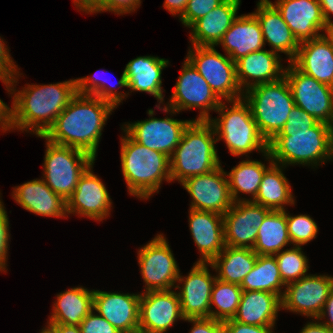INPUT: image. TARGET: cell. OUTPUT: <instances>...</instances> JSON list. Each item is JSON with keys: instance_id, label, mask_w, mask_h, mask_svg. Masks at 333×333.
I'll return each instance as SVG.
<instances>
[{"instance_id": "obj_1", "label": "cell", "mask_w": 333, "mask_h": 333, "mask_svg": "<svg viewBox=\"0 0 333 333\" xmlns=\"http://www.w3.org/2000/svg\"><path fill=\"white\" fill-rule=\"evenodd\" d=\"M115 107L98 97L78 94L43 136L51 143L74 147L96 157L105 121Z\"/></svg>"}, {"instance_id": "obj_2", "label": "cell", "mask_w": 333, "mask_h": 333, "mask_svg": "<svg viewBox=\"0 0 333 333\" xmlns=\"http://www.w3.org/2000/svg\"><path fill=\"white\" fill-rule=\"evenodd\" d=\"M0 79L6 85V90L13 91L11 94L15 95L12 102L14 129H32L37 136H43L48 131L77 95L76 79L48 85H27V88L17 93L12 87L17 82L16 76Z\"/></svg>"}, {"instance_id": "obj_3", "label": "cell", "mask_w": 333, "mask_h": 333, "mask_svg": "<svg viewBox=\"0 0 333 333\" xmlns=\"http://www.w3.org/2000/svg\"><path fill=\"white\" fill-rule=\"evenodd\" d=\"M213 126L208 121L192 120L184 129L180 142L170 159L171 180L206 174L220 166L215 149L217 139Z\"/></svg>"}, {"instance_id": "obj_4", "label": "cell", "mask_w": 333, "mask_h": 333, "mask_svg": "<svg viewBox=\"0 0 333 333\" xmlns=\"http://www.w3.org/2000/svg\"><path fill=\"white\" fill-rule=\"evenodd\" d=\"M121 139V166L129 193L148 199L165 179L171 181L170 159L162 152L134 141L127 133Z\"/></svg>"}, {"instance_id": "obj_5", "label": "cell", "mask_w": 333, "mask_h": 333, "mask_svg": "<svg viewBox=\"0 0 333 333\" xmlns=\"http://www.w3.org/2000/svg\"><path fill=\"white\" fill-rule=\"evenodd\" d=\"M268 151L275 164L324 163L333 157V126L318 122L307 131L279 132L268 142Z\"/></svg>"}, {"instance_id": "obj_6", "label": "cell", "mask_w": 333, "mask_h": 333, "mask_svg": "<svg viewBox=\"0 0 333 333\" xmlns=\"http://www.w3.org/2000/svg\"><path fill=\"white\" fill-rule=\"evenodd\" d=\"M229 103H232L230 109L221 102L216 110L220 112V118L207 120L218 135L217 141L225 140L229 152L235 156L248 154L253 150L267 152L268 142L259 132L249 104L244 98L232 100Z\"/></svg>"}, {"instance_id": "obj_7", "label": "cell", "mask_w": 333, "mask_h": 333, "mask_svg": "<svg viewBox=\"0 0 333 333\" xmlns=\"http://www.w3.org/2000/svg\"><path fill=\"white\" fill-rule=\"evenodd\" d=\"M243 95L249 104L259 132L269 142L283 128L295 106L285 77L270 83L256 85Z\"/></svg>"}, {"instance_id": "obj_8", "label": "cell", "mask_w": 333, "mask_h": 333, "mask_svg": "<svg viewBox=\"0 0 333 333\" xmlns=\"http://www.w3.org/2000/svg\"><path fill=\"white\" fill-rule=\"evenodd\" d=\"M46 141L43 180L54 193L67 201L81 175L93 165L95 158L81 149Z\"/></svg>"}, {"instance_id": "obj_9", "label": "cell", "mask_w": 333, "mask_h": 333, "mask_svg": "<svg viewBox=\"0 0 333 333\" xmlns=\"http://www.w3.org/2000/svg\"><path fill=\"white\" fill-rule=\"evenodd\" d=\"M193 47L195 50L190 49L186 59L205 78L214 93L226 101L243 98L244 90L236 78V63L229 56L219 53L214 46Z\"/></svg>"}, {"instance_id": "obj_10", "label": "cell", "mask_w": 333, "mask_h": 333, "mask_svg": "<svg viewBox=\"0 0 333 333\" xmlns=\"http://www.w3.org/2000/svg\"><path fill=\"white\" fill-rule=\"evenodd\" d=\"M285 69L295 106L333 126V87L300 71L292 62Z\"/></svg>"}, {"instance_id": "obj_11", "label": "cell", "mask_w": 333, "mask_h": 333, "mask_svg": "<svg viewBox=\"0 0 333 333\" xmlns=\"http://www.w3.org/2000/svg\"><path fill=\"white\" fill-rule=\"evenodd\" d=\"M221 102L205 78L186 59L170 98V104L163 109L165 112L177 113L183 109L197 107L202 110L195 120L207 121L211 118L208 111L217 110Z\"/></svg>"}, {"instance_id": "obj_12", "label": "cell", "mask_w": 333, "mask_h": 333, "mask_svg": "<svg viewBox=\"0 0 333 333\" xmlns=\"http://www.w3.org/2000/svg\"><path fill=\"white\" fill-rule=\"evenodd\" d=\"M142 278L147 291L171 290L179 276V268L163 235L140 248L138 252Z\"/></svg>"}, {"instance_id": "obj_13", "label": "cell", "mask_w": 333, "mask_h": 333, "mask_svg": "<svg viewBox=\"0 0 333 333\" xmlns=\"http://www.w3.org/2000/svg\"><path fill=\"white\" fill-rule=\"evenodd\" d=\"M333 289V277L306 275L286 285L281 308L318 319Z\"/></svg>"}, {"instance_id": "obj_14", "label": "cell", "mask_w": 333, "mask_h": 333, "mask_svg": "<svg viewBox=\"0 0 333 333\" xmlns=\"http://www.w3.org/2000/svg\"><path fill=\"white\" fill-rule=\"evenodd\" d=\"M223 168L187 178L181 184L192 197L191 208L224 215L233 205L229 182Z\"/></svg>"}, {"instance_id": "obj_15", "label": "cell", "mask_w": 333, "mask_h": 333, "mask_svg": "<svg viewBox=\"0 0 333 333\" xmlns=\"http://www.w3.org/2000/svg\"><path fill=\"white\" fill-rule=\"evenodd\" d=\"M269 208L251 200L234 202L223 215L224 240L226 246L252 249Z\"/></svg>"}, {"instance_id": "obj_16", "label": "cell", "mask_w": 333, "mask_h": 333, "mask_svg": "<svg viewBox=\"0 0 333 333\" xmlns=\"http://www.w3.org/2000/svg\"><path fill=\"white\" fill-rule=\"evenodd\" d=\"M177 318L185 319L178 293L159 290L141 294L139 333H165Z\"/></svg>"}, {"instance_id": "obj_17", "label": "cell", "mask_w": 333, "mask_h": 333, "mask_svg": "<svg viewBox=\"0 0 333 333\" xmlns=\"http://www.w3.org/2000/svg\"><path fill=\"white\" fill-rule=\"evenodd\" d=\"M192 120L149 118L128 124L124 131L139 144L167 155L169 158L178 146L184 129Z\"/></svg>"}, {"instance_id": "obj_18", "label": "cell", "mask_w": 333, "mask_h": 333, "mask_svg": "<svg viewBox=\"0 0 333 333\" xmlns=\"http://www.w3.org/2000/svg\"><path fill=\"white\" fill-rule=\"evenodd\" d=\"M209 262H197L187 277L178 276V282H184L178 293L181 312L184 318H210V299L216 276H211ZM185 279V280H184Z\"/></svg>"}, {"instance_id": "obj_19", "label": "cell", "mask_w": 333, "mask_h": 333, "mask_svg": "<svg viewBox=\"0 0 333 333\" xmlns=\"http://www.w3.org/2000/svg\"><path fill=\"white\" fill-rule=\"evenodd\" d=\"M90 165L81 175L74 192L66 201L67 214L101 221L109 215L111 198L102 181L92 173Z\"/></svg>"}, {"instance_id": "obj_20", "label": "cell", "mask_w": 333, "mask_h": 333, "mask_svg": "<svg viewBox=\"0 0 333 333\" xmlns=\"http://www.w3.org/2000/svg\"><path fill=\"white\" fill-rule=\"evenodd\" d=\"M140 296L94 290L93 310L121 333H139Z\"/></svg>"}, {"instance_id": "obj_21", "label": "cell", "mask_w": 333, "mask_h": 333, "mask_svg": "<svg viewBox=\"0 0 333 333\" xmlns=\"http://www.w3.org/2000/svg\"><path fill=\"white\" fill-rule=\"evenodd\" d=\"M273 5L299 42L321 36V30L328 31L318 0H277Z\"/></svg>"}, {"instance_id": "obj_22", "label": "cell", "mask_w": 333, "mask_h": 333, "mask_svg": "<svg viewBox=\"0 0 333 333\" xmlns=\"http://www.w3.org/2000/svg\"><path fill=\"white\" fill-rule=\"evenodd\" d=\"M292 63L303 73L333 87V39L328 33L300 42Z\"/></svg>"}, {"instance_id": "obj_23", "label": "cell", "mask_w": 333, "mask_h": 333, "mask_svg": "<svg viewBox=\"0 0 333 333\" xmlns=\"http://www.w3.org/2000/svg\"><path fill=\"white\" fill-rule=\"evenodd\" d=\"M257 5L256 12L252 14L259 21L264 43L268 42L273 52L288 55L289 62H292L298 53L300 42L272 2L260 0Z\"/></svg>"}, {"instance_id": "obj_24", "label": "cell", "mask_w": 333, "mask_h": 333, "mask_svg": "<svg viewBox=\"0 0 333 333\" xmlns=\"http://www.w3.org/2000/svg\"><path fill=\"white\" fill-rule=\"evenodd\" d=\"M189 227L202 257L199 262H211L224 249L223 215L190 209Z\"/></svg>"}, {"instance_id": "obj_25", "label": "cell", "mask_w": 333, "mask_h": 333, "mask_svg": "<svg viewBox=\"0 0 333 333\" xmlns=\"http://www.w3.org/2000/svg\"><path fill=\"white\" fill-rule=\"evenodd\" d=\"M278 58V53L272 50H260L237 60L236 78L240 88L245 86L247 91L256 85L275 82L284 77L285 69ZM249 79L254 82L250 83Z\"/></svg>"}, {"instance_id": "obj_26", "label": "cell", "mask_w": 333, "mask_h": 333, "mask_svg": "<svg viewBox=\"0 0 333 333\" xmlns=\"http://www.w3.org/2000/svg\"><path fill=\"white\" fill-rule=\"evenodd\" d=\"M218 44H222L234 62L249 53L263 50L265 43L258 19L252 13L238 16Z\"/></svg>"}, {"instance_id": "obj_27", "label": "cell", "mask_w": 333, "mask_h": 333, "mask_svg": "<svg viewBox=\"0 0 333 333\" xmlns=\"http://www.w3.org/2000/svg\"><path fill=\"white\" fill-rule=\"evenodd\" d=\"M241 0H225L190 28L193 46H216L237 18Z\"/></svg>"}, {"instance_id": "obj_28", "label": "cell", "mask_w": 333, "mask_h": 333, "mask_svg": "<svg viewBox=\"0 0 333 333\" xmlns=\"http://www.w3.org/2000/svg\"><path fill=\"white\" fill-rule=\"evenodd\" d=\"M13 199L29 212L41 216L65 217L66 201L54 193L42 179H36L17 186Z\"/></svg>"}, {"instance_id": "obj_29", "label": "cell", "mask_w": 333, "mask_h": 333, "mask_svg": "<svg viewBox=\"0 0 333 333\" xmlns=\"http://www.w3.org/2000/svg\"><path fill=\"white\" fill-rule=\"evenodd\" d=\"M281 298L267 291H243L233 320L247 325L274 326Z\"/></svg>"}, {"instance_id": "obj_30", "label": "cell", "mask_w": 333, "mask_h": 333, "mask_svg": "<svg viewBox=\"0 0 333 333\" xmlns=\"http://www.w3.org/2000/svg\"><path fill=\"white\" fill-rule=\"evenodd\" d=\"M169 61L153 56H140L128 62L124 72L127 87L133 91L152 94L159 103L164 101L161 73Z\"/></svg>"}, {"instance_id": "obj_31", "label": "cell", "mask_w": 333, "mask_h": 333, "mask_svg": "<svg viewBox=\"0 0 333 333\" xmlns=\"http://www.w3.org/2000/svg\"><path fill=\"white\" fill-rule=\"evenodd\" d=\"M94 290L83 287L71 288L57 295V302L48 324L79 326L93 310Z\"/></svg>"}, {"instance_id": "obj_32", "label": "cell", "mask_w": 333, "mask_h": 333, "mask_svg": "<svg viewBox=\"0 0 333 333\" xmlns=\"http://www.w3.org/2000/svg\"><path fill=\"white\" fill-rule=\"evenodd\" d=\"M264 156L271 160L270 167L262 177L255 199L251 201L270 210L283 211V205L295 204L290 185L282 173L281 166L273 163L270 152H265Z\"/></svg>"}, {"instance_id": "obj_33", "label": "cell", "mask_w": 333, "mask_h": 333, "mask_svg": "<svg viewBox=\"0 0 333 333\" xmlns=\"http://www.w3.org/2000/svg\"><path fill=\"white\" fill-rule=\"evenodd\" d=\"M257 254L250 248L225 246L209 264L218 271L216 278L226 283L239 285L253 269Z\"/></svg>"}, {"instance_id": "obj_34", "label": "cell", "mask_w": 333, "mask_h": 333, "mask_svg": "<svg viewBox=\"0 0 333 333\" xmlns=\"http://www.w3.org/2000/svg\"><path fill=\"white\" fill-rule=\"evenodd\" d=\"M289 242L286 211L270 210L259 227L252 250L257 255H275Z\"/></svg>"}, {"instance_id": "obj_35", "label": "cell", "mask_w": 333, "mask_h": 333, "mask_svg": "<svg viewBox=\"0 0 333 333\" xmlns=\"http://www.w3.org/2000/svg\"><path fill=\"white\" fill-rule=\"evenodd\" d=\"M285 285L274 255H258L253 269L244 277L240 287L243 291H267L280 298Z\"/></svg>"}, {"instance_id": "obj_36", "label": "cell", "mask_w": 333, "mask_h": 333, "mask_svg": "<svg viewBox=\"0 0 333 333\" xmlns=\"http://www.w3.org/2000/svg\"><path fill=\"white\" fill-rule=\"evenodd\" d=\"M269 168L260 161L244 160L228 174L229 191L233 202L244 201L238 198V193L251 194L255 199L265 171Z\"/></svg>"}, {"instance_id": "obj_37", "label": "cell", "mask_w": 333, "mask_h": 333, "mask_svg": "<svg viewBox=\"0 0 333 333\" xmlns=\"http://www.w3.org/2000/svg\"><path fill=\"white\" fill-rule=\"evenodd\" d=\"M242 292L239 285L226 283L216 278L211 291L210 307L214 305L217 310H210V318L222 322L233 319L240 304Z\"/></svg>"}, {"instance_id": "obj_38", "label": "cell", "mask_w": 333, "mask_h": 333, "mask_svg": "<svg viewBox=\"0 0 333 333\" xmlns=\"http://www.w3.org/2000/svg\"><path fill=\"white\" fill-rule=\"evenodd\" d=\"M285 286L306 276L308 259L300 246L286 249L274 255Z\"/></svg>"}, {"instance_id": "obj_39", "label": "cell", "mask_w": 333, "mask_h": 333, "mask_svg": "<svg viewBox=\"0 0 333 333\" xmlns=\"http://www.w3.org/2000/svg\"><path fill=\"white\" fill-rule=\"evenodd\" d=\"M99 77H82L76 79L77 82V93L81 95H89L98 97L101 100L107 101L114 105L115 107L120 104V102L123 100V98L127 95L121 93L119 94L118 91H113L114 87L110 86L107 88L105 85L106 79H103L102 81L98 80ZM119 88L120 87H127V80L125 76V72L123 71L122 76L120 80L116 84Z\"/></svg>"}, {"instance_id": "obj_40", "label": "cell", "mask_w": 333, "mask_h": 333, "mask_svg": "<svg viewBox=\"0 0 333 333\" xmlns=\"http://www.w3.org/2000/svg\"><path fill=\"white\" fill-rule=\"evenodd\" d=\"M288 235L294 246L304 245L316 238L318 227L308 215L290 216L286 213Z\"/></svg>"}, {"instance_id": "obj_41", "label": "cell", "mask_w": 333, "mask_h": 333, "mask_svg": "<svg viewBox=\"0 0 333 333\" xmlns=\"http://www.w3.org/2000/svg\"><path fill=\"white\" fill-rule=\"evenodd\" d=\"M225 0H188L180 21L186 27H191L198 19L207 15Z\"/></svg>"}, {"instance_id": "obj_42", "label": "cell", "mask_w": 333, "mask_h": 333, "mask_svg": "<svg viewBox=\"0 0 333 333\" xmlns=\"http://www.w3.org/2000/svg\"><path fill=\"white\" fill-rule=\"evenodd\" d=\"M319 121L305 112L298 106H294L290 113L287 122L280 132H299L307 131L315 126Z\"/></svg>"}, {"instance_id": "obj_43", "label": "cell", "mask_w": 333, "mask_h": 333, "mask_svg": "<svg viewBox=\"0 0 333 333\" xmlns=\"http://www.w3.org/2000/svg\"><path fill=\"white\" fill-rule=\"evenodd\" d=\"M81 333H121L99 314H93V310L79 325Z\"/></svg>"}, {"instance_id": "obj_44", "label": "cell", "mask_w": 333, "mask_h": 333, "mask_svg": "<svg viewBox=\"0 0 333 333\" xmlns=\"http://www.w3.org/2000/svg\"><path fill=\"white\" fill-rule=\"evenodd\" d=\"M141 0H98L97 12L112 11L115 14H125L135 11Z\"/></svg>"}, {"instance_id": "obj_45", "label": "cell", "mask_w": 333, "mask_h": 333, "mask_svg": "<svg viewBox=\"0 0 333 333\" xmlns=\"http://www.w3.org/2000/svg\"><path fill=\"white\" fill-rule=\"evenodd\" d=\"M9 221L7 213L0 200V271L6 270V255L9 241Z\"/></svg>"}, {"instance_id": "obj_46", "label": "cell", "mask_w": 333, "mask_h": 333, "mask_svg": "<svg viewBox=\"0 0 333 333\" xmlns=\"http://www.w3.org/2000/svg\"><path fill=\"white\" fill-rule=\"evenodd\" d=\"M184 320L194 324L190 333H224L223 322L213 318H185Z\"/></svg>"}, {"instance_id": "obj_47", "label": "cell", "mask_w": 333, "mask_h": 333, "mask_svg": "<svg viewBox=\"0 0 333 333\" xmlns=\"http://www.w3.org/2000/svg\"><path fill=\"white\" fill-rule=\"evenodd\" d=\"M224 333H272L274 326H257L239 323L233 319L223 322Z\"/></svg>"}, {"instance_id": "obj_48", "label": "cell", "mask_w": 333, "mask_h": 333, "mask_svg": "<svg viewBox=\"0 0 333 333\" xmlns=\"http://www.w3.org/2000/svg\"><path fill=\"white\" fill-rule=\"evenodd\" d=\"M4 45L3 39H0V77L12 79L14 75L20 74H18L17 66L10 57L8 48Z\"/></svg>"}, {"instance_id": "obj_49", "label": "cell", "mask_w": 333, "mask_h": 333, "mask_svg": "<svg viewBox=\"0 0 333 333\" xmlns=\"http://www.w3.org/2000/svg\"><path fill=\"white\" fill-rule=\"evenodd\" d=\"M0 126L4 131L14 128L13 109L9 108L1 99H0Z\"/></svg>"}, {"instance_id": "obj_50", "label": "cell", "mask_w": 333, "mask_h": 333, "mask_svg": "<svg viewBox=\"0 0 333 333\" xmlns=\"http://www.w3.org/2000/svg\"><path fill=\"white\" fill-rule=\"evenodd\" d=\"M326 314L330 317V319L327 322L325 321V323H323V324L333 330V289L331 290V292L326 300V303L324 304V307L322 309L321 314L318 317V320H321V318H324L326 316Z\"/></svg>"}, {"instance_id": "obj_51", "label": "cell", "mask_w": 333, "mask_h": 333, "mask_svg": "<svg viewBox=\"0 0 333 333\" xmlns=\"http://www.w3.org/2000/svg\"><path fill=\"white\" fill-rule=\"evenodd\" d=\"M188 0H165L164 8H166L171 14L179 16L185 11Z\"/></svg>"}, {"instance_id": "obj_52", "label": "cell", "mask_w": 333, "mask_h": 333, "mask_svg": "<svg viewBox=\"0 0 333 333\" xmlns=\"http://www.w3.org/2000/svg\"><path fill=\"white\" fill-rule=\"evenodd\" d=\"M324 21L329 28L333 27V22L330 20V14H333V0H318Z\"/></svg>"}, {"instance_id": "obj_53", "label": "cell", "mask_w": 333, "mask_h": 333, "mask_svg": "<svg viewBox=\"0 0 333 333\" xmlns=\"http://www.w3.org/2000/svg\"><path fill=\"white\" fill-rule=\"evenodd\" d=\"M300 333H333V330L323 324V321L309 322Z\"/></svg>"}, {"instance_id": "obj_54", "label": "cell", "mask_w": 333, "mask_h": 333, "mask_svg": "<svg viewBox=\"0 0 333 333\" xmlns=\"http://www.w3.org/2000/svg\"><path fill=\"white\" fill-rule=\"evenodd\" d=\"M47 328L52 333H81L80 327L77 325L49 324Z\"/></svg>"}, {"instance_id": "obj_55", "label": "cell", "mask_w": 333, "mask_h": 333, "mask_svg": "<svg viewBox=\"0 0 333 333\" xmlns=\"http://www.w3.org/2000/svg\"><path fill=\"white\" fill-rule=\"evenodd\" d=\"M97 1L98 0H74L76 8L79 7L81 11H85L87 13H97Z\"/></svg>"}, {"instance_id": "obj_56", "label": "cell", "mask_w": 333, "mask_h": 333, "mask_svg": "<svg viewBox=\"0 0 333 333\" xmlns=\"http://www.w3.org/2000/svg\"><path fill=\"white\" fill-rule=\"evenodd\" d=\"M327 33L330 35V37L333 39V27L329 28Z\"/></svg>"}, {"instance_id": "obj_57", "label": "cell", "mask_w": 333, "mask_h": 333, "mask_svg": "<svg viewBox=\"0 0 333 333\" xmlns=\"http://www.w3.org/2000/svg\"><path fill=\"white\" fill-rule=\"evenodd\" d=\"M41 333H52V332L46 327L45 329L43 328Z\"/></svg>"}]
</instances>
